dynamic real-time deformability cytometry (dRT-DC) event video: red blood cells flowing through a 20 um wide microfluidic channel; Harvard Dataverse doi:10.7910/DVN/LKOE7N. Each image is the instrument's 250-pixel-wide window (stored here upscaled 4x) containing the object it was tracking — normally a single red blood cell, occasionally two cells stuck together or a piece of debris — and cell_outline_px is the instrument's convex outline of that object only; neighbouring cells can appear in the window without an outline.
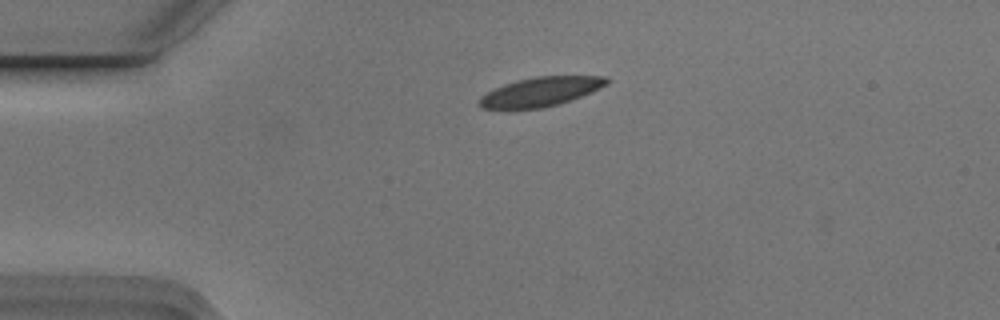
{"species": "Egyptian fruit bat (a non-hibernating species)", "species_latin": "Rousettus aegyptiacus", "temperature_condition": "cold", "stored_images_in_passage": 2, "camera_frame_rate_fps": 3000, "um_per_image_px": 0.085, "animal": {"sex": "male"}, "frame": {"image": 1, "passage_image": 1, "time_ms": 0.0, "image_size_px": [1000, 320], "cell_outline_px": [[612, 80], [608, 84], [592, 92], [556, 104], [540, 108], [480, 108], [480, 96], [504, 84], [516, 80], [536, 76], [608, 76]], "centroid_in_image_um": [46.01, 7.77], "position_along_channel_um": 39.0, "area_um2": 21.33}}